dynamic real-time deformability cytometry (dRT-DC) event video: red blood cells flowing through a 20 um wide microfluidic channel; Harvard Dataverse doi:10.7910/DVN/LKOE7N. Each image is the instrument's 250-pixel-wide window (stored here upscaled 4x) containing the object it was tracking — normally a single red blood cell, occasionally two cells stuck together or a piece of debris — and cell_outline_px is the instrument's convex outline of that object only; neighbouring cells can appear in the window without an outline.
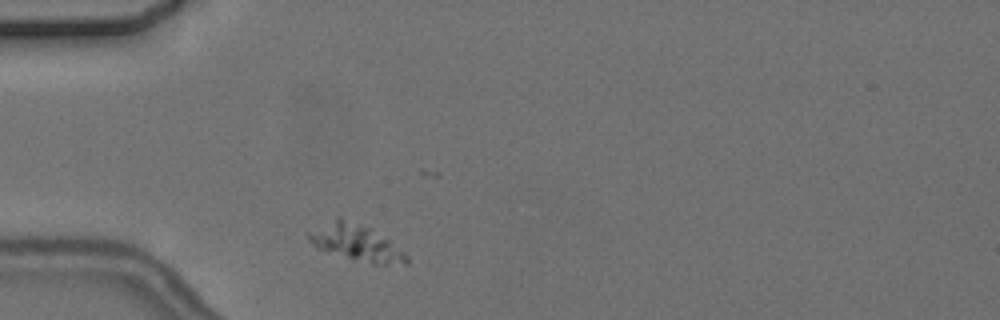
{"species": "common noctule bat (a hibernating species)", "species_latin": "Nyctalus noctula", "temperature_condition": "cold", "stored_images_in_passage": 1, "camera_frame_rate_fps": 3000, "um_per_image_px": 0.085, "animal": {"sex": "female", "body_mass_g": 24.6, "forearm_length_mm": 56.2}, "frame": {"image": 1, "passage_image": 1, "time_ms": 0.0, "image_size_px": [1000, 320], "cell_outline_px": [[408, 264], [372, 264], [316, 248], [308, 240], [308, 232], [336, 216], [340, 216], [372, 228], [404, 252], [408, 256]], "centroid_in_image_um": [30.25, 20.6], "position_along_channel_um": 54.8, "area_um2": 20.63}}